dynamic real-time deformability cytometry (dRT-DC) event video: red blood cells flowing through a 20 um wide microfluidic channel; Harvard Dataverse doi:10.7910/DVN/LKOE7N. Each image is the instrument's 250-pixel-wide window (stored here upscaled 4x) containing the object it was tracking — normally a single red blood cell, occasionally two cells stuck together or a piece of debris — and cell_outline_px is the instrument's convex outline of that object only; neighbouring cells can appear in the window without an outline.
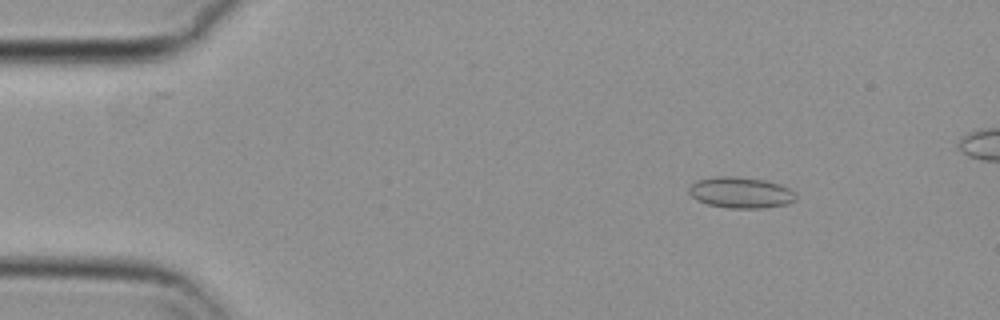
{"species": "common noctule bat (a hibernating species)", "species_latin": "Nyctalus noctula", "temperature_condition": "cold", "stored_images_in_passage": 51, "camera_frame_rate_fps": 3000, "um_per_image_px": 0.085, "animal": {"sex": "female", "body_mass_g": 29.2, "forearm_length_mm": 56.3}, "frame": {"image": 1, "passage_image": 8, "time_ms": 2.333, "image_size_px": [1000, 320], "cell_outline_px": [[796, 200], [788, 204], [764, 208], [728, 208], [708, 204], [696, 200], [688, 192], [688, 188], [696, 180], [712, 176], [736, 176], [764, 180], [780, 184], [796, 192]], "centroid_in_image_um": [62.96, 16.36], "position_along_channel_um": 22.0, "area_um2": 19.59}}
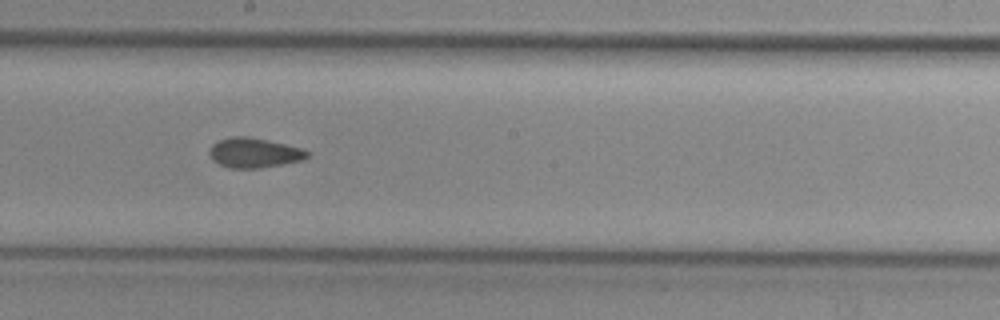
{"frame": {"image": 2, "passage_image": 31, "time_ms": 10.0, "image_size_px": [1000, 320], "cell_outline_px": [[308, 156], [300, 160], [260, 168], [228, 168], [212, 160], [208, 152], [212, 144], [220, 140], [232, 136], [248, 136], [268, 140], [300, 148], [308, 152]], "centroid_in_image_um": [21.53, 12.98], "position_along_channel_um": 226.7, "area_um2": 16.76}}
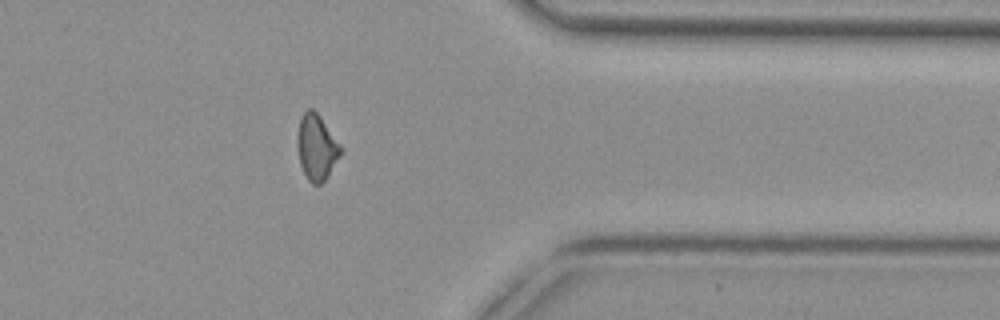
{"frame": {"image": 3, "passage_image": 45, "time_ms": 14.667, "image_size_px": [1000, 320], "cell_outline_px": [[344, 152], [328, 176], [320, 184], [312, 184], [308, 180], [300, 164], [296, 140], [300, 120], [304, 112], [308, 108], [312, 108], [320, 116], [344, 148]], "centroid_in_image_um": [26.95, 12.52], "position_along_channel_um": 384.5, "area_um2": 16.82}, "authors_computed_cell_mechanics": {"area_um2": 17.051, "velocity_mm_per_s": 3.6975, "shape_relaxation_time_tau1_ms": null, "shape_relaxation_time_tau2_ms": 3.3745, "deformation_change_tau1": null, "deformation_change_tau2": 0.0686}}